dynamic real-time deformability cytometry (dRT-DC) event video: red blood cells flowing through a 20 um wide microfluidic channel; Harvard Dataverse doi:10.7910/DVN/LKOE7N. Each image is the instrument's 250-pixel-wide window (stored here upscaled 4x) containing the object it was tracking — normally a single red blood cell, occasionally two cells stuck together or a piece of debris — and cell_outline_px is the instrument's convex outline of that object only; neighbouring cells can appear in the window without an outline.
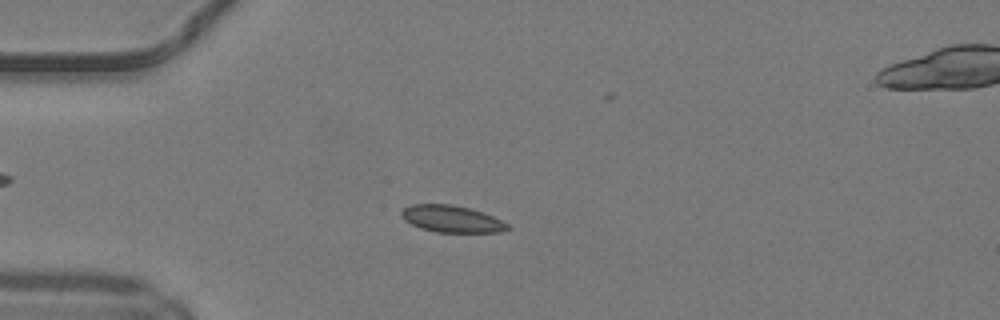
{"species": "common noctule bat (a hibernating species)", "species_latin": "Nyctalus noctula", "temperature_condition": "warm", "stored_images_in_passage": 49, "camera_frame_rate_fps": 3000, "um_per_image_px": 0.085, "animal": {"sex": "male", "body_mass_g": 19.2, "forearm_length_mm": 51.8}, "frame": {"image": 1, "passage_image": 13, "time_ms": 4.0, "image_size_px": [1000, 320], "cell_outline_px": [[512, 228], [500, 232], [436, 232], [420, 228], [404, 220], [400, 216], [400, 212], [404, 208], [412, 204], [452, 204], [468, 208], [492, 216], [508, 224]], "centroid_in_image_um": [38.36, 18.61], "position_along_channel_um": 46.6, "area_um2": 16.53}}
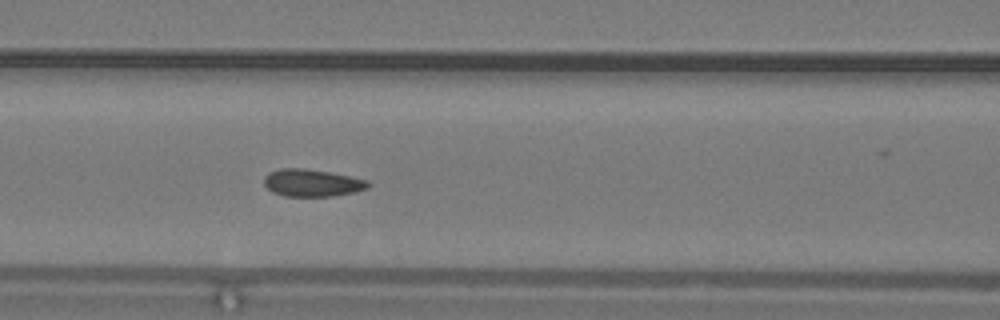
{"frame": {"image": 2, "passage_image": 21, "time_ms": 6.667, "image_size_px": [1000, 320], "cell_outline_px": [[372, 184], [368, 188], [356, 192], [332, 196], [284, 196], [272, 192], [264, 184], [264, 176], [268, 172], [280, 168], [304, 168], [328, 172], [368, 180]], "centroid_in_image_um": [26.52, 15.54], "position_along_channel_um": 140.1, "area_um2": 16.65}}
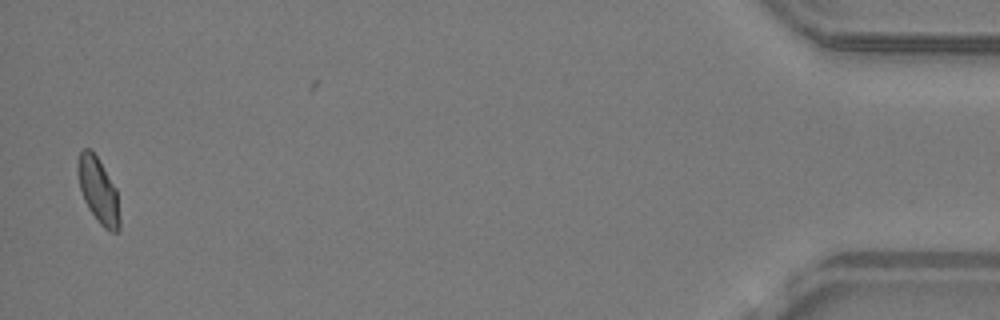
{"frame": {"image": 3, "passage_image": 48, "time_ms": 15.667, "image_size_px": [1000, 320], "cell_outline_px": [[120, 228], [116, 232], [112, 232], [104, 228], [100, 224], [88, 208], [84, 200], [80, 188], [76, 172], [76, 164], [80, 152], [84, 148], [88, 148], [96, 156], [116, 188], [120, 220]], "centroid_in_image_um": [8.34, 16.2], "position_along_channel_um": 426.9, "area_um2": 15.9}, "authors_computed_cell_mechanics": {"area_um2": 16.2418, "velocity_mm_per_s": 4.2005, "shape_relaxation_time_tau1_ms": 10.4902, "shape_relaxation_time_tau2_ms": null, "deformation_change_tau1": 0.1899, "deformation_change_tau2": null}}